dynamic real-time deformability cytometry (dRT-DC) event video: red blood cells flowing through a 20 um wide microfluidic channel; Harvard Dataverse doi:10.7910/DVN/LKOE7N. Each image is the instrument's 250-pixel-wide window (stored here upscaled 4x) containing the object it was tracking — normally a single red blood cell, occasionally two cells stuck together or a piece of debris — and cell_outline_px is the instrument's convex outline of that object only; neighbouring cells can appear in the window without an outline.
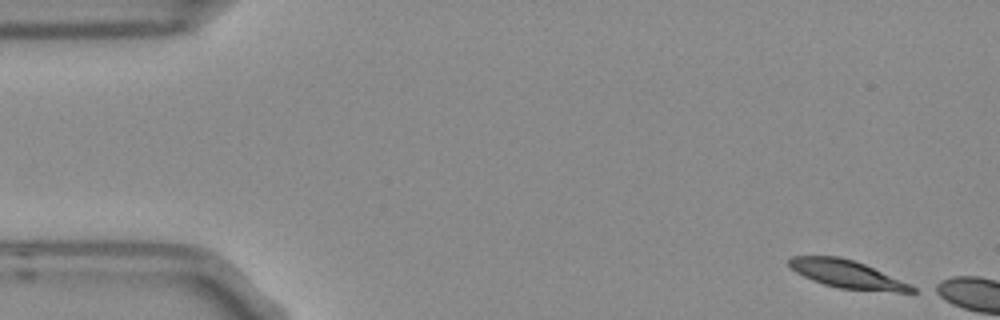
{"species": "Egyptian fruit bat (a non-hibernating species)", "species_latin": "Rousettus aegyptiacus", "temperature_condition": "room temperature", "stored_images_in_passage": 3, "camera_frame_rate_fps": 3000, "um_per_image_px": 0.085, "frame": {"image": 1, "passage_image": 1, "time_ms": 0.0, "image_size_px": [1000, 320], "cell_outline_px": [[916, 292], [896, 292], [836, 288], [812, 280], [796, 272], [788, 264], [788, 260], [792, 256], [836, 256], [852, 260], [864, 264], [908, 284], [916, 288]], "centroid_in_image_um": [71.95, 23.31], "position_along_channel_um": 13.1, "area_um2": 19.54}}